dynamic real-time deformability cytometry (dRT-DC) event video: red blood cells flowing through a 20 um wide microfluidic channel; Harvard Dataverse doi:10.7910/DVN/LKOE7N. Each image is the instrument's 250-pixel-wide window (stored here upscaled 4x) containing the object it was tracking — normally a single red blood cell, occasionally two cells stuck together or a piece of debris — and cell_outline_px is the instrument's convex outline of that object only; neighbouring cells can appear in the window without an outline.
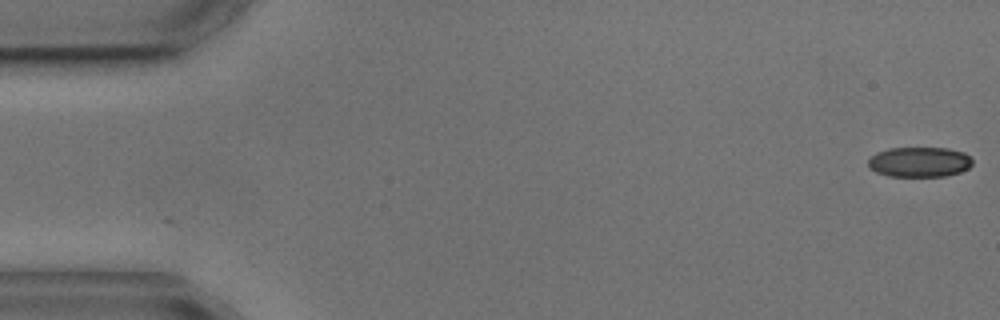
{"species": "common noctule bat (a hibernating species)", "species_latin": "Nyctalus noctula", "temperature_condition": "cold", "stored_images_in_passage": 4, "camera_frame_rate_fps": 3000, "um_per_image_px": 0.085, "animal": {"sex": "male", "body_mass_g": 17.9, "forearm_length_mm": 54.2}, "frame": {"image": 1, "passage_image": 1, "time_ms": 0.0, "image_size_px": [1000, 320], "cell_outline_px": [[972, 164], [968, 168], [960, 172], [944, 176], [888, 176], [876, 172], [868, 168], [868, 160], [876, 152], [888, 148], [948, 148], [964, 152], [972, 160]], "centroid_in_image_um": [78.12, 13.76], "position_along_channel_um": 6.9, "area_um2": 18.32}}